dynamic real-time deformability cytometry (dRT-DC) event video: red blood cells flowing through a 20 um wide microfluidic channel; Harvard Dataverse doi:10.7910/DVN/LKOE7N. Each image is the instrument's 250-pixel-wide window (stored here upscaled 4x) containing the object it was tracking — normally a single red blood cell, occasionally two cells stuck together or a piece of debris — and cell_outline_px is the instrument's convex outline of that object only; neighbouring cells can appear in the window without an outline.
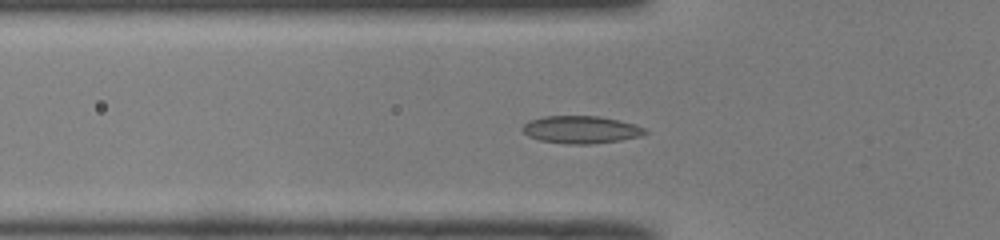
{"species": "common noctule bat (a hibernating species)", "species_latin": "Nyctalus noctula", "temperature_condition": "room temperature", "stored_images_in_passage": 51, "camera_frame_rate_fps": 3000, "um_per_image_px": 0.085, "animal": {"sex": "male", "body_mass_g": 19.0, "forearm_length_mm": 50.8}, "frame": {"image": 1, "passage_image": 17, "time_ms": 5.333, "image_size_px": [1000, 240], "cell_outline_px": [[648, 132], [640, 136], [620, 140], [588, 144], [572, 144], [540, 140], [528, 136], [520, 128], [524, 124], [532, 120], [544, 116], [600, 116], [636, 124], [644, 128]], "centroid_in_image_um": [49.39, 11.01], "position_along_channel_um": 76.4, "area_um2": 19.48}}
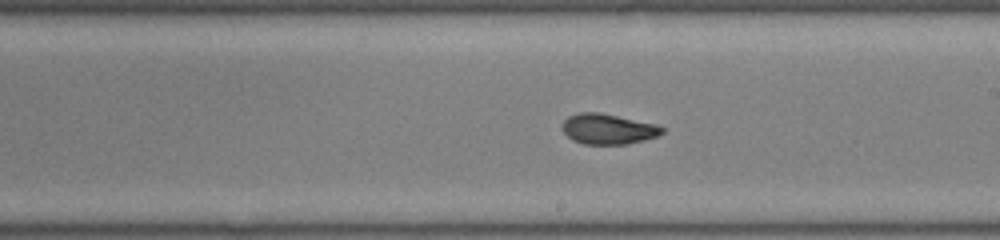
{"frame": {"image": 2, "passage_image": 29, "time_ms": 9.333, "image_size_px": [1000, 240], "cell_outline_px": [[664, 132], [656, 136], [644, 140], [628, 144], [584, 144], [572, 140], [564, 132], [564, 120], [568, 116], [580, 112], [596, 112], [656, 124], [664, 128]], "centroid_in_image_um": [51.69, 10.97], "position_along_channel_um": 237.3, "area_um2": 17.4}}
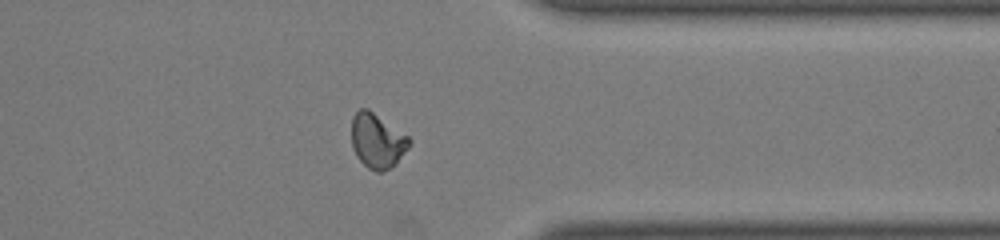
{"frame": {"image": 3, "passage_image": 40, "time_ms": 13.0, "image_size_px": [1000, 240], "cell_outline_px": [[412, 140], [408, 148], [396, 164], [380, 172], [376, 172], [368, 168], [356, 156], [352, 148], [352, 116], [360, 108], [368, 108], [408, 136]], "centroid_in_image_um": [32.06, 11.96], "position_along_channel_um": 379.3, "area_um2": 18.38}, "authors_computed_cell_mechanics": {"area_um2": 18.0336, "velocity_mm_per_s": 4.0254, "shape_relaxation_time_tau1_ms": 4.9057, "shape_relaxation_time_tau2_ms": 1.8388, "deformation_change_tau1": 0.1773, "deformation_change_tau2": 0.0625}}